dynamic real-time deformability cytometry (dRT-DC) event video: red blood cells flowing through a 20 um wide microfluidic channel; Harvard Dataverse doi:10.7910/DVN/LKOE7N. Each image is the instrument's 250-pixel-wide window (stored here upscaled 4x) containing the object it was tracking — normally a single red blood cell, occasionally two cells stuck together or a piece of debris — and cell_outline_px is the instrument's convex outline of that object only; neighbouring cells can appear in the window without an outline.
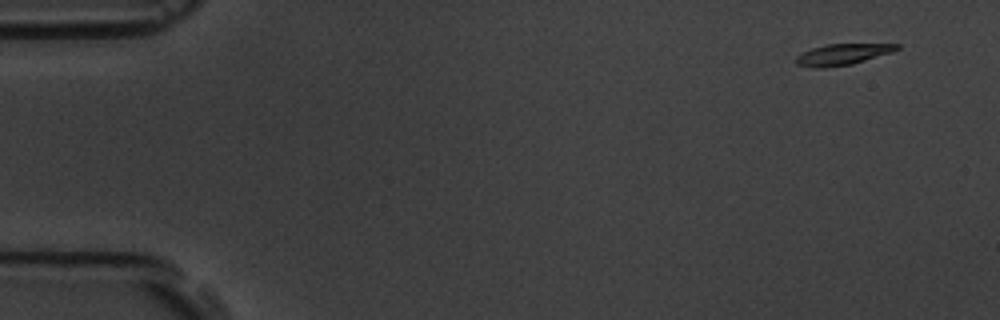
{"species": "common noctule bat (a hibernating species)", "species_latin": "Nyctalus noctula", "temperature_condition": "room temperature", "stored_images_in_passage": 4, "camera_frame_rate_fps": 3000, "um_per_image_px": 0.085, "animal": {"sex": "male", "body_mass_g": 19.5, "forearm_length_mm": 54.6}, "frame": {"image": 1, "passage_image": 1, "time_ms": 0.0, "image_size_px": [1000, 320], "cell_outline_px": [[900, 48], [892, 52], [852, 64], [824, 68], [812, 68], [796, 64], [796, 56], [812, 48], [828, 44], [900, 44]], "centroid_in_image_um": [71.6, 4.63], "position_along_channel_um": 13.4, "area_um2": 12.31}}
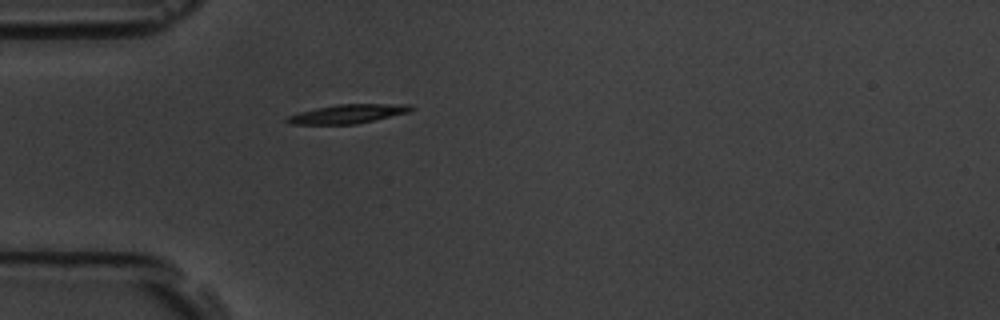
{"frame": {"image": 2, "passage_image": 4, "time_ms": 4.333, "image_size_px": [1000, 320], "cell_outline_px": [[416, 108], [408, 112], [356, 124], [288, 124], [284, 120], [288, 116], [300, 112], [316, 108], [336, 104], [412, 104]], "centroid_in_image_um": [29.57, 9.67], "position_along_channel_um": 55.4, "area_um2": 13.64}}